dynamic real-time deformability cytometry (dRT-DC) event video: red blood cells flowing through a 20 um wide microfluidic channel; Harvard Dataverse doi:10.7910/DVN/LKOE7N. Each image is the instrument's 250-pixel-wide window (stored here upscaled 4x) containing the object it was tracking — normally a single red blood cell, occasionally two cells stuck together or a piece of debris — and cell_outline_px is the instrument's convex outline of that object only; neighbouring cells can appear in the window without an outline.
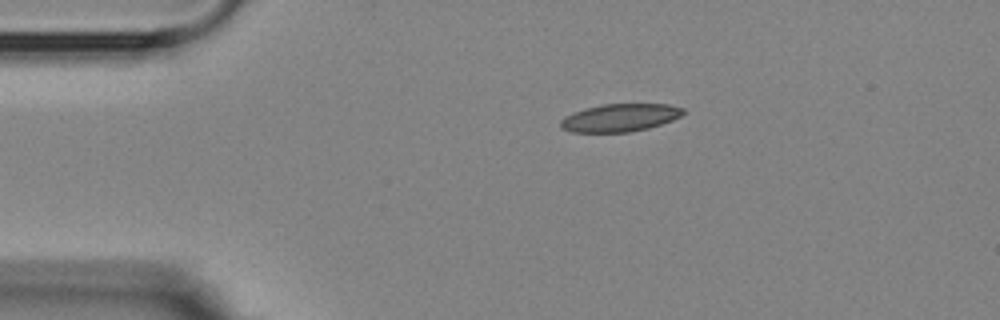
{"species": "Egyptian fruit bat (a non-hibernating species)", "species_latin": "Rousettus aegyptiacus", "temperature_condition": "room temperature", "stored_images_in_passage": 6, "camera_frame_rate_fps": 3000, "um_per_image_px": 0.085, "animal": {"sex": "female"}, "frame": {"image": 1, "passage_image": 1, "time_ms": 0.0, "image_size_px": [1000, 320], "cell_outline_px": [[684, 112], [680, 116], [672, 120], [648, 128], [628, 132], [572, 132], [560, 128], [560, 120], [564, 116], [600, 104], [668, 104], [684, 108]], "centroid_in_image_um": [52.68, 10.0], "position_along_channel_um": 32.3, "area_um2": 19.71}}
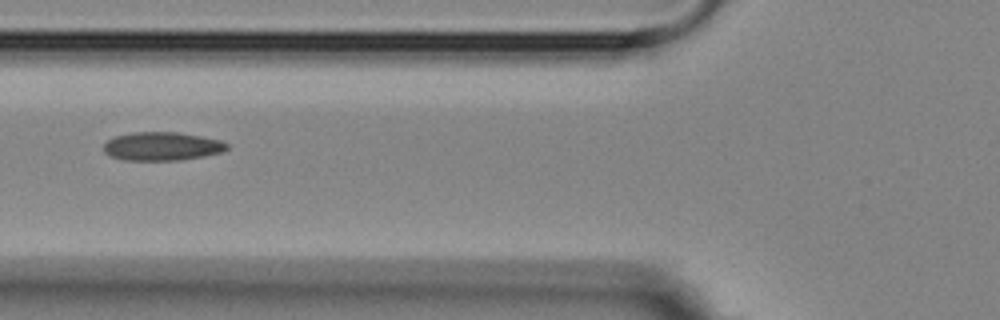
{"frame": {"image": 2, "passage_image": 4, "time_ms": 3.333, "image_size_px": [1000, 320], "cell_outline_px": [[228, 148], [220, 152], [204, 156], [180, 160], [124, 160], [112, 156], [104, 152], [104, 144], [112, 136], [132, 132], [180, 132], [220, 140], [228, 144]], "centroid_in_image_um": [13.75, 12.42], "position_along_channel_um": 112.1, "area_um2": 20.46}}
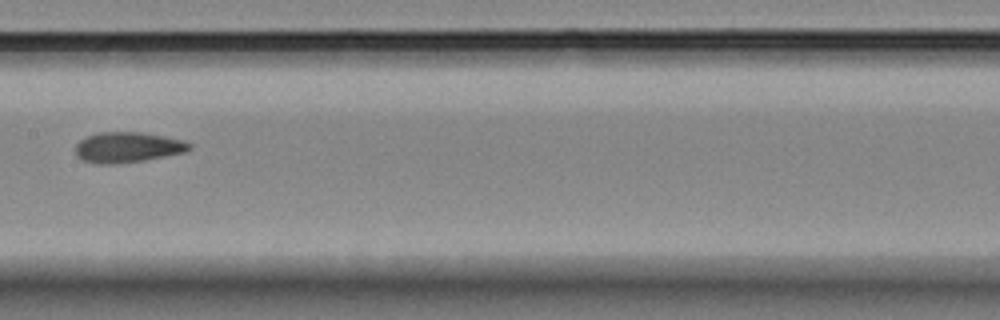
{"frame": {"image": 3, "passage_image": 6, "time_ms": 5.667, "image_size_px": [1000, 320], "cell_outline_px": [[192, 148], [184, 152], [144, 160], [112, 164], [108, 164], [84, 160], [76, 156], [76, 144], [84, 136], [100, 132], [144, 132], [184, 140], [192, 144]], "centroid_in_image_um": [10.86, 12.5], "position_along_channel_um": 196.5, "area_um2": 20.11}}